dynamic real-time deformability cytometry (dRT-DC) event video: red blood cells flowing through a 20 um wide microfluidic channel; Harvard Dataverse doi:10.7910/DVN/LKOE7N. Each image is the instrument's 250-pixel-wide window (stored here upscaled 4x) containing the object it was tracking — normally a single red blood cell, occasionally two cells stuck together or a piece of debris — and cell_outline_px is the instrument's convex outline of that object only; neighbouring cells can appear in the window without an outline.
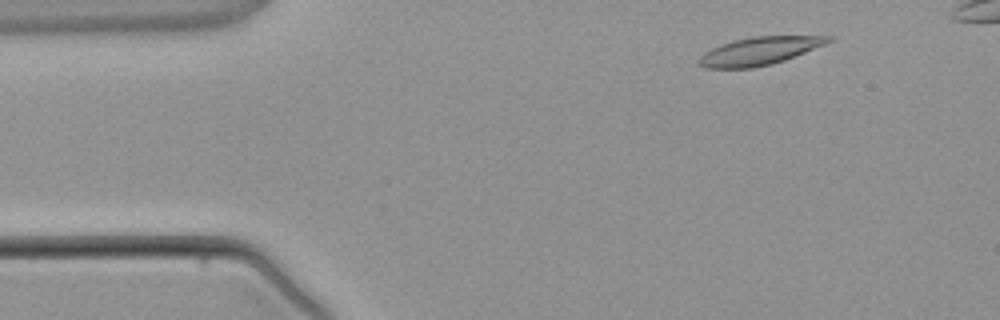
{"species": "common noctule bat (a hibernating species)", "species_latin": "Nyctalus noctula", "temperature_condition": "warm", "stored_images_in_passage": 3, "camera_frame_rate_fps": 3000, "um_per_image_px": 0.085, "animal": {"sex": "male", "body_mass_g": 21.5, "forearm_length_mm": 52.0}, "frame": {"image": 1, "passage_image": 1, "time_ms": 0.0, "image_size_px": [1000, 320], "cell_outline_px": [[832, 40], [824, 44], [784, 60], [772, 64], [752, 68], [704, 68], [696, 60], [704, 52], [720, 44], [732, 40], [752, 36], [832, 36]], "centroid_in_image_um": [64.47, 4.33], "position_along_channel_um": 20.5, "area_um2": 20.92}}